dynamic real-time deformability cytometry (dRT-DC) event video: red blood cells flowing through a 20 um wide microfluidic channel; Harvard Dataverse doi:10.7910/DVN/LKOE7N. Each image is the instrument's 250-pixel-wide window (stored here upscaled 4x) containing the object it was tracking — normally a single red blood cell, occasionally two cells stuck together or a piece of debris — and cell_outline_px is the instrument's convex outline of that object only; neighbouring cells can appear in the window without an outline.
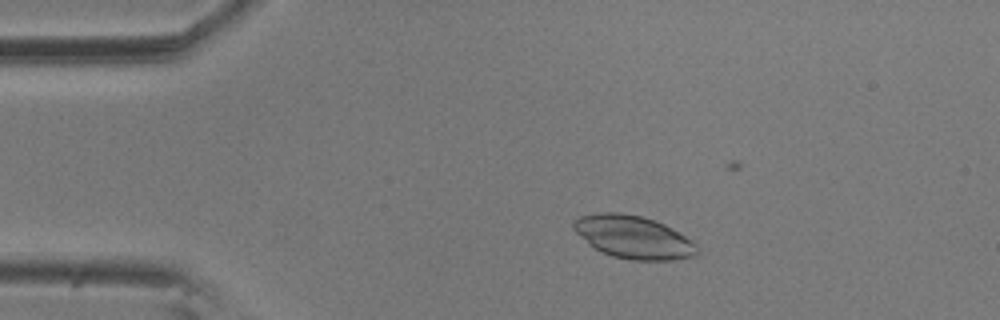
{"species": "common noctule bat (a hibernating species)", "species_latin": "Nyctalus noctula", "temperature_condition": "room temperature", "stored_images_in_passage": 5, "camera_frame_rate_fps": 3000, "um_per_image_px": 0.085, "animal": {"sex": "male", "body_mass_g": 20.5, "forearm_length_mm": 52.5}, "frame": {"image": 1, "passage_image": 2, "time_ms": 0.333, "image_size_px": [1000, 320], "cell_outline_px": [[700, 252], [696, 256], [672, 260], [628, 260], [612, 256], [600, 252], [576, 232], [572, 228], [572, 220], [580, 216], [600, 212], [616, 212], [640, 216], [664, 224], [672, 228], [696, 244]], "centroid_in_image_um": [53.83, 20.16], "position_along_channel_um": 31.2, "area_um2": 30.75}}